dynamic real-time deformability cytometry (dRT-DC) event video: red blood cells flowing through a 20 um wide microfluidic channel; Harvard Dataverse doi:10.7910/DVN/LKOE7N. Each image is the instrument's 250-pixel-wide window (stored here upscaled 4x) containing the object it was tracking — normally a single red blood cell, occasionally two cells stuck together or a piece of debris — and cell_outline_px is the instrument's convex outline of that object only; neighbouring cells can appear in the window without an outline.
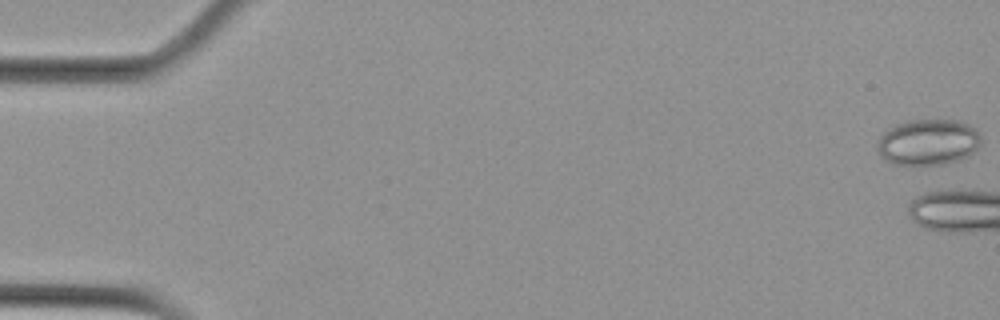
{"species": "Egyptian fruit bat (a non-hibernating species)", "species_latin": "Rousettus aegyptiacus", "temperature_condition": "cold", "stored_images_in_passage": 2, "camera_frame_rate_fps": 3000, "um_per_image_px": 0.085, "animal": {"sex": "female"}, "frame": {"image": 1, "passage_image": 1, "time_ms": 0.0, "image_size_px": [1000, 320], "cell_outline_px": [[980, 144], [968, 156], [944, 164], [892, 164], [884, 160], [880, 156], [876, 148], [876, 144], [880, 136], [888, 128], [904, 120], [960, 120], [976, 128], [980, 136]], "centroid_in_image_um": [78.85, 12.07], "position_along_channel_um": 6.2, "area_um2": 27.98}}